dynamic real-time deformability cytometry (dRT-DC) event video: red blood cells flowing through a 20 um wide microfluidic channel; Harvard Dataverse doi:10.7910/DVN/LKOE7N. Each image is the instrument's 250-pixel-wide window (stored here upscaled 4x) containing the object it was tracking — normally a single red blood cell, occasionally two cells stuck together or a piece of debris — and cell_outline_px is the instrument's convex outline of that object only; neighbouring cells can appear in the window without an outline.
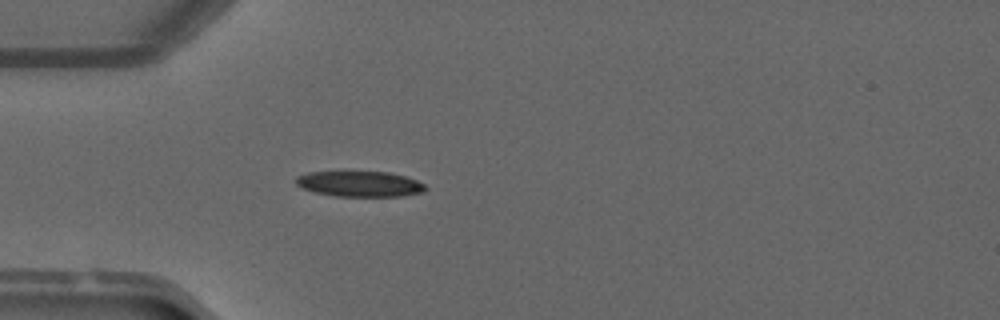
{"species": "common noctule bat (a hibernating species)", "species_latin": "Nyctalus noctula", "temperature_condition": "warm", "stored_images_in_passage": 36, "camera_frame_rate_fps": 3000, "um_per_image_px": 0.085, "animal": {"sex": "male", "forearm_length_mm": 52.5}, "frame": {"image": 1, "passage_image": 1, "time_ms": 0.0, "image_size_px": [1000, 320], "cell_outline_px": [[428, 188], [424, 192], [404, 196], [336, 196], [316, 192], [304, 188], [296, 184], [296, 176], [308, 172], [388, 172], [404, 176], [416, 180], [424, 184]], "centroid_in_image_um": [30.61, 15.63], "position_along_channel_um": 54.4, "area_um2": 19.13}}
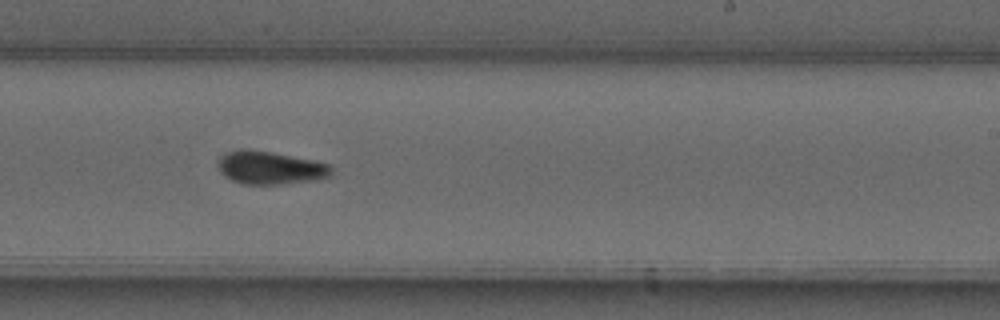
{"frame": {"image": 2, "passage_image": 17, "time_ms": 5.333, "image_size_px": [1000, 320], "cell_outline_px": [[332, 172], [328, 176], [316, 180], [280, 184], [244, 184], [232, 180], [224, 176], [220, 172], [216, 164], [216, 160], [220, 156], [228, 152], [268, 152], [328, 164], [332, 168]], "centroid_in_image_um": [22.93, 14.31], "position_along_channel_um": 266.1, "area_um2": 20.92}}
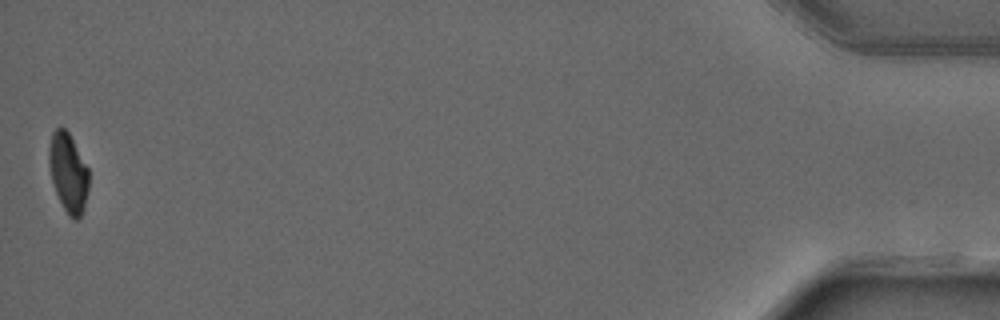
{"frame": {"image": 3, "passage_image": 36, "time_ms": 11.667, "image_size_px": [1000, 320], "cell_outline_px": [[88, 188], [84, 208], [80, 216], [76, 220], [68, 216], [56, 192], [52, 180], [48, 164], [48, 148], [52, 132], [56, 128], [64, 128], [68, 132], [88, 168]], "centroid_in_image_um": [5.78, 14.67], "position_along_channel_um": 429.4, "area_um2": 18.15}, "authors_computed_cell_mechanics": {"area_um2": 20.3456, "velocity_mm_per_s": 4.1031, "shape_relaxation_time_tau1_ms": 5.9343, "shape_relaxation_time_tau2_ms": 4.7371, "deformation_change_tau1": 0.1964, "deformation_change_tau2": 0.1214}}